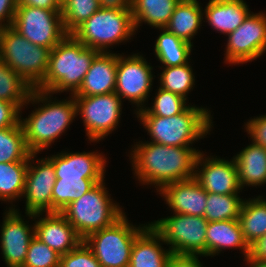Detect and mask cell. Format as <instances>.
Instances as JSON below:
<instances>
[{
	"label": "cell",
	"instance_id": "6da1fadb",
	"mask_svg": "<svg viewBox=\"0 0 266 267\" xmlns=\"http://www.w3.org/2000/svg\"><path fill=\"white\" fill-rule=\"evenodd\" d=\"M135 143L129 159L141 185H152L159 191L170 183L194 178L201 150L191 146H165L148 140Z\"/></svg>",
	"mask_w": 266,
	"mask_h": 267
},
{
	"label": "cell",
	"instance_id": "7a4b0ae2",
	"mask_svg": "<svg viewBox=\"0 0 266 267\" xmlns=\"http://www.w3.org/2000/svg\"><path fill=\"white\" fill-rule=\"evenodd\" d=\"M53 94L48 91L32 89L27 102L38 105L28 117L20 118L28 149L32 153H40L48 149L69 125L76 115V102L73 95L68 99L55 100ZM38 103V104H37ZM42 103V104H41Z\"/></svg>",
	"mask_w": 266,
	"mask_h": 267
},
{
	"label": "cell",
	"instance_id": "3957f363",
	"mask_svg": "<svg viewBox=\"0 0 266 267\" xmlns=\"http://www.w3.org/2000/svg\"><path fill=\"white\" fill-rule=\"evenodd\" d=\"M98 53L96 49L87 48L72 34H67L51 49L46 76L36 89L53 95L68 91L74 95Z\"/></svg>",
	"mask_w": 266,
	"mask_h": 267
},
{
	"label": "cell",
	"instance_id": "277c9868",
	"mask_svg": "<svg viewBox=\"0 0 266 267\" xmlns=\"http://www.w3.org/2000/svg\"><path fill=\"white\" fill-rule=\"evenodd\" d=\"M212 118L210 110L191 104L171 117L137 115L151 137L150 142L176 147L192 146L193 142L209 135L213 127Z\"/></svg>",
	"mask_w": 266,
	"mask_h": 267
},
{
	"label": "cell",
	"instance_id": "5b68a950",
	"mask_svg": "<svg viewBox=\"0 0 266 267\" xmlns=\"http://www.w3.org/2000/svg\"><path fill=\"white\" fill-rule=\"evenodd\" d=\"M71 34L87 48L111 52V46L136 34L130 4L103 5Z\"/></svg>",
	"mask_w": 266,
	"mask_h": 267
},
{
	"label": "cell",
	"instance_id": "8992f818",
	"mask_svg": "<svg viewBox=\"0 0 266 267\" xmlns=\"http://www.w3.org/2000/svg\"><path fill=\"white\" fill-rule=\"evenodd\" d=\"M105 180L97 183L81 198L69 203L60 213L74 227L82 240L111 226L125 213L109 195Z\"/></svg>",
	"mask_w": 266,
	"mask_h": 267
},
{
	"label": "cell",
	"instance_id": "52a82bcc",
	"mask_svg": "<svg viewBox=\"0 0 266 267\" xmlns=\"http://www.w3.org/2000/svg\"><path fill=\"white\" fill-rule=\"evenodd\" d=\"M50 51L28 41L12 26L0 27V60L33 89L46 76Z\"/></svg>",
	"mask_w": 266,
	"mask_h": 267
},
{
	"label": "cell",
	"instance_id": "ba28073f",
	"mask_svg": "<svg viewBox=\"0 0 266 267\" xmlns=\"http://www.w3.org/2000/svg\"><path fill=\"white\" fill-rule=\"evenodd\" d=\"M149 225H133L126 213L111 226L96 231L83 242L102 267H129L135 238Z\"/></svg>",
	"mask_w": 266,
	"mask_h": 267
},
{
	"label": "cell",
	"instance_id": "9c48e42d",
	"mask_svg": "<svg viewBox=\"0 0 266 267\" xmlns=\"http://www.w3.org/2000/svg\"><path fill=\"white\" fill-rule=\"evenodd\" d=\"M149 224L169 245L172 254L206 257L208 221L204 217L173 213Z\"/></svg>",
	"mask_w": 266,
	"mask_h": 267
},
{
	"label": "cell",
	"instance_id": "30bf717a",
	"mask_svg": "<svg viewBox=\"0 0 266 267\" xmlns=\"http://www.w3.org/2000/svg\"><path fill=\"white\" fill-rule=\"evenodd\" d=\"M74 99L76 115L83 120L88 141L97 143L119 126L123 101L115 92Z\"/></svg>",
	"mask_w": 266,
	"mask_h": 267
},
{
	"label": "cell",
	"instance_id": "8fae6325",
	"mask_svg": "<svg viewBox=\"0 0 266 267\" xmlns=\"http://www.w3.org/2000/svg\"><path fill=\"white\" fill-rule=\"evenodd\" d=\"M12 27L37 46L52 49L68 33L61 10H47L31 6H17Z\"/></svg>",
	"mask_w": 266,
	"mask_h": 267
},
{
	"label": "cell",
	"instance_id": "7c38bea8",
	"mask_svg": "<svg viewBox=\"0 0 266 267\" xmlns=\"http://www.w3.org/2000/svg\"><path fill=\"white\" fill-rule=\"evenodd\" d=\"M122 54L117 53L115 93L121 100L127 99L135 104V109L139 111L146 106L144 103H148L150 97L153 67L139 53L128 56Z\"/></svg>",
	"mask_w": 266,
	"mask_h": 267
},
{
	"label": "cell",
	"instance_id": "4fadbf2b",
	"mask_svg": "<svg viewBox=\"0 0 266 267\" xmlns=\"http://www.w3.org/2000/svg\"><path fill=\"white\" fill-rule=\"evenodd\" d=\"M226 36V64H244L263 56L266 52V14L250 12L243 23Z\"/></svg>",
	"mask_w": 266,
	"mask_h": 267
},
{
	"label": "cell",
	"instance_id": "5bb4252c",
	"mask_svg": "<svg viewBox=\"0 0 266 267\" xmlns=\"http://www.w3.org/2000/svg\"><path fill=\"white\" fill-rule=\"evenodd\" d=\"M36 155H30L26 172L22 196L26 201L25 213L52 212V190L56 182L54 165L46 156L35 162Z\"/></svg>",
	"mask_w": 266,
	"mask_h": 267
},
{
	"label": "cell",
	"instance_id": "9a60e30c",
	"mask_svg": "<svg viewBox=\"0 0 266 267\" xmlns=\"http://www.w3.org/2000/svg\"><path fill=\"white\" fill-rule=\"evenodd\" d=\"M194 178L207 193L224 195L242 192L234 157L230 161L217 156L205 157V153L200 151L195 163Z\"/></svg>",
	"mask_w": 266,
	"mask_h": 267
},
{
	"label": "cell",
	"instance_id": "2e32d148",
	"mask_svg": "<svg viewBox=\"0 0 266 267\" xmlns=\"http://www.w3.org/2000/svg\"><path fill=\"white\" fill-rule=\"evenodd\" d=\"M8 208L4 212L0 232V248L7 267H22L30 241L35 237V226L29 225L21 216L20 211Z\"/></svg>",
	"mask_w": 266,
	"mask_h": 267
},
{
	"label": "cell",
	"instance_id": "e0dca14e",
	"mask_svg": "<svg viewBox=\"0 0 266 267\" xmlns=\"http://www.w3.org/2000/svg\"><path fill=\"white\" fill-rule=\"evenodd\" d=\"M25 214L35 221V236L60 255L75 249L83 241L60 212H47L43 218L40 217L43 213Z\"/></svg>",
	"mask_w": 266,
	"mask_h": 267
},
{
	"label": "cell",
	"instance_id": "ac0fdd59",
	"mask_svg": "<svg viewBox=\"0 0 266 267\" xmlns=\"http://www.w3.org/2000/svg\"><path fill=\"white\" fill-rule=\"evenodd\" d=\"M157 192L173 213L204 217L207 192L195 178L170 183Z\"/></svg>",
	"mask_w": 266,
	"mask_h": 267
},
{
	"label": "cell",
	"instance_id": "d6986e66",
	"mask_svg": "<svg viewBox=\"0 0 266 267\" xmlns=\"http://www.w3.org/2000/svg\"><path fill=\"white\" fill-rule=\"evenodd\" d=\"M54 165L56 179L62 177L105 178L106 157L96 152H66L47 157Z\"/></svg>",
	"mask_w": 266,
	"mask_h": 267
},
{
	"label": "cell",
	"instance_id": "ffe728a7",
	"mask_svg": "<svg viewBox=\"0 0 266 267\" xmlns=\"http://www.w3.org/2000/svg\"><path fill=\"white\" fill-rule=\"evenodd\" d=\"M117 54L99 52L93 59L83 83L73 96H95L115 92Z\"/></svg>",
	"mask_w": 266,
	"mask_h": 267
},
{
	"label": "cell",
	"instance_id": "44dd1931",
	"mask_svg": "<svg viewBox=\"0 0 266 267\" xmlns=\"http://www.w3.org/2000/svg\"><path fill=\"white\" fill-rule=\"evenodd\" d=\"M227 248L241 250L244 253L243 261L250 256V246L244 239L238 219L208 222L206 256H216Z\"/></svg>",
	"mask_w": 266,
	"mask_h": 267
},
{
	"label": "cell",
	"instance_id": "7402d4cb",
	"mask_svg": "<svg viewBox=\"0 0 266 267\" xmlns=\"http://www.w3.org/2000/svg\"><path fill=\"white\" fill-rule=\"evenodd\" d=\"M244 0H209L204 8L203 19L213 30L229 34L236 30L251 12Z\"/></svg>",
	"mask_w": 266,
	"mask_h": 267
},
{
	"label": "cell",
	"instance_id": "603a6c76",
	"mask_svg": "<svg viewBox=\"0 0 266 267\" xmlns=\"http://www.w3.org/2000/svg\"><path fill=\"white\" fill-rule=\"evenodd\" d=\"M163 243L161 236L149 224L133 242L129 267H166L172 252L165 250L161 246Z\"/></svg>",
	"mask_w": 266,
	"mask_h": 267
},
{
	"label": "cell",
	"instance_id": "cb8c5ba5",
	"mask_svg": "<svg viewBox=\"0 0 266 267\" xmlns=\"http://www.w3.org/2000/svg\"><path fill=\"white\" fill-rule=\"evenodd\" d=\"M234 160L238 170L241 189L246 186H262L266 184V149L251 143L236 154Z\"/></svg>",
	"mask_w": 266,
	"mask_h": 267
},
{
	"label": "cell",
	"instance_id": "d4e9b609",
	"mask_svg": "<svg viewBox=\"0 0 266 267\" xmlns=\"http://www.w3.org/2000/svg\"><path fill=\"white\" fill-rule=\"evenodd\" d=\"M200 4L198 0H180L165 29L193 45L191 41L204 20L203 7Z\"/></svg>",
	"mask_w": 266,
	"mask_h": 267
},
{
	"label": "cell",
	"instance_id": "484cf974",
	"mask_svg": "<svg viewBox=\"0 0 266 267\" xmlns=\"http://www.w3.org/2000/svg\"><path fill=\"white\" fill-rule=\"evenodd\" d=\"M180 0H129L135 30L143 23L165 28Z\"/></svg>",
	"mask_w": 266,
	"mask_h": 267
},
{
	"label": "cell",
	"instance_id": "4316f807",
	"mask_svg": "<svg viewBox=\"0 0 266 267\" xmlns=\"http://www.w3.org/2000/svg\"><path fill=\"white\" fill-rule=\"evenodd\" d=\"M238 221L249 246L266 234V199L256 196L244 199Z\"/></svg>",
	"mask_w": 266,
	"mask_h": 267
},
{
	"label": "cell",
	"instance_id": "83f0119b",
	"mask_svg": "<svg viewBox=\"0 0 266 267\" xmlns=\"http://www.w3.org/2000/svg\"><path fill=\"white\" fill-rule=\"evenodd\" d=\"M155 41L154 53L162 67L181 66L189 62L193 45L168 32L165 28Z\"/></svg>",
	"mask_w": 266,
	"mask_h": 267
},
{
	"label": "cell",
	"instance_id": "f1b7e54d",
	"mask_svg": "<svg viewBox=\"0 0 266 267\" xmlns=\"http://www.w3.org/2000/svg\"><path fill=\"white\" fill-rule=\"evenodd\" d=\"M104 178L62 177L56 179L52 190V212H61L65 207L81 198Z\"/></svg>",
	"mask_w": 266,
	"mask_h": 267
},
{
	"label": "cell",
	"instance_id": "f546056e",
	"mask_svg": "<svg viewBox=\"0 0 266 267\" xmlns=\"http://www.w3.org/2000/svg\"><path fill=\"white\" fill-rule=\"evenodd\" d=\"M29 162L0 163V200L12 202L21 199L25 188Z\"/></svg>",
	"mask_w": 266,
	"mask_h": 267
},
{
	"label": "cell",
	"instance_id": "4dcf8cb0",
	"mask_svg": "<svg viewBox=\"0 0 266 267\" xmlns=\"http://www.w3.org/2000/svg\"><path fill=\"white\" fill-rule=\"evenodd\" d=\"M31 154L21 123L0 129V163L29 162Z\"/></svg>",
	"mask_w": 266,
	"mask_h": 267
},
{
	"label": "cell",
	"instance_id": "1f68e13d",
	"mask_svg": "<svg viewBox=\"0 0 266 267\" xmlns=\"http://www.w3.org/2000/svg\"><path fill=\"white\" fill-rule=\"evenodd\" d=\"M32 89L14 70L0 60V100L14 103L22 110Z\"/></svg>",
	"mask_w": 266,
	"mask_h": 267
},
{
	"label": "cell",
	"instance_id": "d6a6232c",
	"mask_svg": "<svg viewBox=\"0 0 266 267\" xmlns=\"http://www.w3.org/2000/svg\"><path fill=\"white\" fill-rule=\"evenodd\" d=\"M243 201L238 194L207 193L204 218L208 222L238 219Z\"/></svg>",
	"mask_w": 266,
	"mask_h": 267
},
{
	"label": "cell",
	"instance_id": "836d02e7",
	"mask_svg": "<svg viewBox=\"0 0 266 267\" xmlns=\"http://www.w3.org/2000/svg\"><path fill=\"white\" fill-rule=\"evenodd\" d=\"M190 62L181 66L162 67L159 83L163 90L173 92L186 100L195 86V76ZM192 89V90H191Z\"/></svg>",
	"mask_w": 266,
	"mask_h": 267
},
{
	"label": "cell",
	"instance_id": "e575fe53",
	"mask_svg": "<svg viewBox=\"0 0 266 267\" xmlns=\"http://www.w3.org/2000/svg\"><path fill=\"white\" fill-rule=\"evenodd\" d=\"M102 6L100 0H65L62 2L61 16L65 31L71 34Z\"/></svg>",
	"mask_w": 266,
	"mask_h": 267
},
{
	"label": "cell",
	"instance_id": "d590c367",
	"mask_svg": "<svg viewBox=\"0 0 266 267\" xmlns=\"http://www.w3.org/2000/svg\"><path fill=\"white\" fill-rule=\"evenodd\" d=\"M153 98L151 107L145 106L143 109L136 111V115H157L162 117H171L183 112L189 105L187 100L173 92L163 90L159 87Z\"/></svg>",
	"mask_w": 266,
	"mask_h": 267
},
{
	"label": "cell",
	"instance_id": "8d00e7d4",
	"mask_svg": "<svg viewBox=\"0 0 266 267\" xmlns=\"http://www.w3.org/2000/svg\"><path fill=\"white\" fill-rule=\"evenodd\" d=\"M60 257L56 251L36 236L30 241L27 256L22 267H59Z\"/></svg>",
	"mask_w": 266,
	"mask_h": 267
},
{
	"label": "cell",
	"instance_id": "74e56055",
	"mask_svg": "<svg viewBox=\"0 0 266 267\" xmlns=\"http://www.w3.org/2000/svg\"><path fill=\"white\" fill-rule=\"evenodd\" d=\"M59 267H102L92 251L82 241L75 249L61 255Z\"/></svg>",
	"mask_w": 266,
	"mask_h": 267
},
{
	"label": "cell",
	"instance_id": "f35d334b",
	"mask_svg": "<svg viewBox=\"0 0 266 267\" xmlns=\"http://www.w3.org/2000/svg\"><path fill=\"white\" fill-rule=\"evenodd\" d=\"M244 126L252 142L266 149V114L251 118Z\"/></svg>",
	"mask_w": 266,
	"mask_h": 267
},
{
	"label": "cell",
	"instance_id": "ab89813d",
	"mask_svg": "<svg viewBox=\"0 0 266 267\" xmlns=\"http://www.w3.org/2000/svg\"><path fill=\"white\" fill-rule=\"evenodd\" d=\"M20 112L16 104L0 100V129L18 125L22 117Z\"/></svg>",
	"mask_w": 266,
	"mask_h": 267
},
{
	"label": "cell",
	"instance_id": "60d3db41",
	"mask_svg": "<svg viewBox=\"0 0 266 267\" xmlns=\"http://www.w3.org/2000/svg\"><path fill=\"white\" fill-rule=\"evenodd\" d=\"M198 255L171 254L166 267H204Z\"/></svg>",
	"mask_w": 266,
	"mask_h": 267
},
{
	"label": "cell",
	"instance_id": "b9f144b4",
	"mask_svg": "<svg viewBox=\"0 0 266 267\" xmlns=\"http://www.w3.org/2000/svg\"><path fill=\"white\" fill-rule=\"evenodd\" d=\"M16 7L17 0H0V27L12 26Z\"/></svg>",
	"mask_w": 266,
	"mask_h": 267
},
{
	"label": "cell",
	"instance_id": "7bdbcfd3",
	"mask_svg": "<svg viewBox=\"0 0 266 267\" xmlns=\"http://www.w3.org/2000/svg\"><path fill=\"white\" fill-rule=\"evenodd\" d=\"M17 6H31L47 10H61L59 0H17Z\"/></svg>",
	"mask_w": 266,
	"mask_h": 267
},
{
	"label": "cell",
	"instance_id": "ee69618b",
	"mask_svg": "<svg viewBox=\"0 0 266 267\" xmlns=\"http://www.w3.org/2000/svg\"><path fill=\"white\" fill-rule=\"evenodd\" d=\"M251 259L266 261V234L250 246Z\"/></svg>",
	"mask_w": 266,
	"mask_h": 267
},
{
	"label": "cell",
	"instance_id": "f6af8a7d",
	"mask_svg": "<svg viewBox=\"0 0 266 267\" xmlns=\"http://www.w3.org/2000/svg\"><path fill=\"white\" fill-rule=\"evenodd\" d=\"M249 267H266V261H257V260H253L250 257L247 258V260H245Z\"/></svg>",
	"mask_w": 266,
	"mask_h": 267
},
{
	"label": "cell",
	"instance_id": "bcb514c9",
	"mask_svg": "<svg viewBox=\"0 0 266 267\" xmlns=\"http://www.w3.org/2000/svg\"><path fill=\"white\" fill-rule=\"evenodd\" d=\"M103 5H117L122 3H129V0H100Z\"/></svg>",
	"mask_w": 266,
	"mask_h": 267
}]
</instances>
